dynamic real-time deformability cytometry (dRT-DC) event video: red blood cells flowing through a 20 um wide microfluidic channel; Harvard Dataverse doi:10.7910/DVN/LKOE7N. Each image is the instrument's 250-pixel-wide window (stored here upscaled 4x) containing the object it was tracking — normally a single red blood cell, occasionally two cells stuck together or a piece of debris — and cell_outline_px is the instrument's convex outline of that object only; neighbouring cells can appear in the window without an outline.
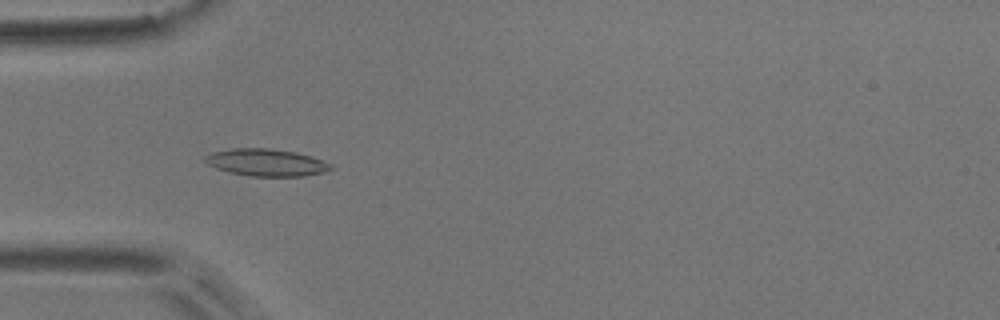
{"species": "common noctule bat (a hibernating species)", "species_latin": "Nyctalus noctula", "temperature_condition": "room temperature", "stored_images_in_passage": 14, "camera_frame_rate_fps": 3000, "um_per_image_px": 0.085, "animal": {"sex": "male", "body_mass_g": 17.9}, "frame": {"image": 1, "passage_image": 4, "time_ms": 5.0, "image_size_px": [1000, 320], "cell_outline_px": [[336, 168], [324, 172], [304, 176], [252, 176], [228, 172], [204, 164], [204, 156], [212, 152], [232, 148], [268, 148], [296, 152], [332, 164]], "centroid_in_image_um": [22.6, 13.81], "position_along_channel_um": 62.4, "area_um2": 20.0}}
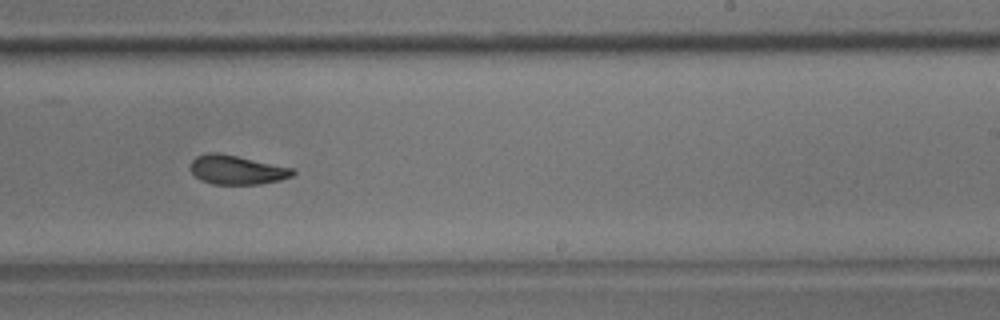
{"frame": {"image": 2, "passage_image": 9, "time_ms": 10.667, "image_size_px": [1000, 320], "cell_outline_px": [[296, 172], [292, 176], [280, 180], [260, 184], [212, 184], [200, 180], [192, 172], [192, 160], [196, 156], [208, 152], [220, 152], [296, 168]], "centroid_in_image_um": [20.18, 14.42], "position_along_channel_um": 268.8, "area_um2": 17.57}}
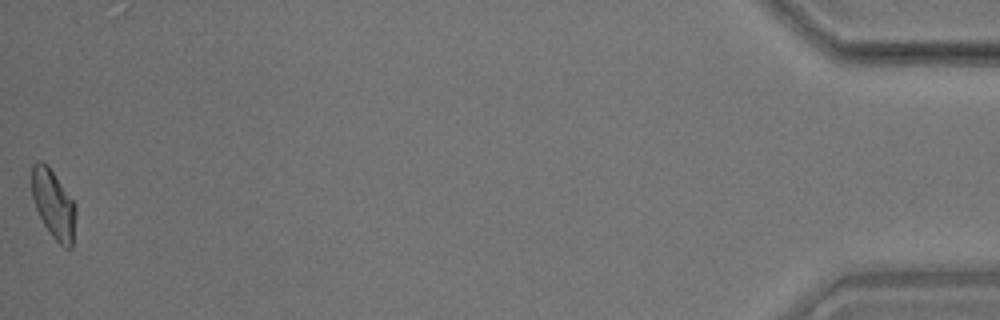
{"frame": {"image": 3, "passage_image": 14, "time_ms": 17.667, "image_size_px": [1000, 320], "cell_outline_px": [[76, 216], [72, 248], [64, 248], [48, 232], [36, 208], [32, 196], [32, 164], [36, 160], [40, 160], [48, 164], [76, 204]], "centroid_in_image_um": [4.56, 17.34], "position_along_channel_um": 430.6, "area_um2": 17.8}, "authors_computed_cell_mechanics": {"area_um2": 17.9469, "velocity_mm_per_s": 3.678, "shape_relaxation_time_tau1_ms": 2.4361, "shape_relaxation_time_tau2_ms": 1.7021, "deformation_change_tau1": 0.1053, "deformation_change_tau2": 0.0652}}